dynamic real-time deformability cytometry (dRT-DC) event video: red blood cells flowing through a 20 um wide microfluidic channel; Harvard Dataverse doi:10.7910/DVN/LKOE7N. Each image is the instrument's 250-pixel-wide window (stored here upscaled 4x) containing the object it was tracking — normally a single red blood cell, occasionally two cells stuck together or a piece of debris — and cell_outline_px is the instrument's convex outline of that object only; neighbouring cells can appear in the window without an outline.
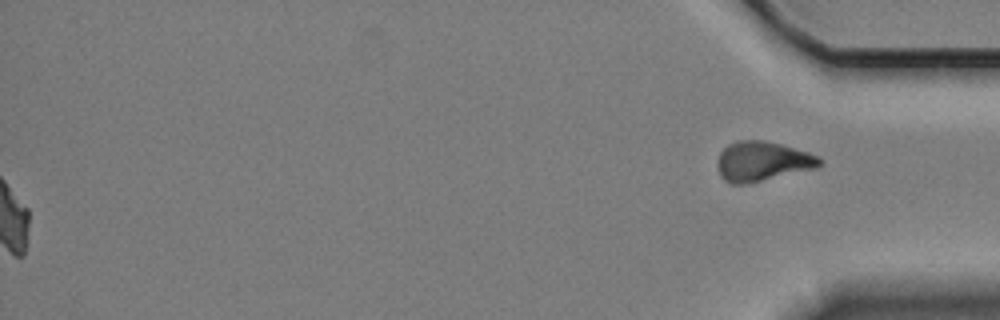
{"species": "Egyptian fruit bat (a non-hibernating species)", "species_latin": "Rousettus aegyptiacus", "temperature_condition": "cold", "stored_images_in_passage": 60, "segment_of_instrument_passage": [2, 2], "camera_frame_rate_fps": 3000, "um_per_image_px": 0.085, "animal": {"sex": "female"}, "frame": {"image": 1, "passage_image": 60, "time_ms": 19.667, "image_size_px": [1000, 320], "cell_outline_px": [[824, 164], [816, 168], [744, 184], [732, 184], [724, 180], [720, 176], [716, 168], [716, 160], [720, 152], [728, 144], [736, 140], [764, 140], [780, 144], [808, 152], [820, 156], [824, 160]], "centroid_in_image_um": [64.79, 13.7], "position_along_channel_um": 370.4, "area_um2": 23.87}}